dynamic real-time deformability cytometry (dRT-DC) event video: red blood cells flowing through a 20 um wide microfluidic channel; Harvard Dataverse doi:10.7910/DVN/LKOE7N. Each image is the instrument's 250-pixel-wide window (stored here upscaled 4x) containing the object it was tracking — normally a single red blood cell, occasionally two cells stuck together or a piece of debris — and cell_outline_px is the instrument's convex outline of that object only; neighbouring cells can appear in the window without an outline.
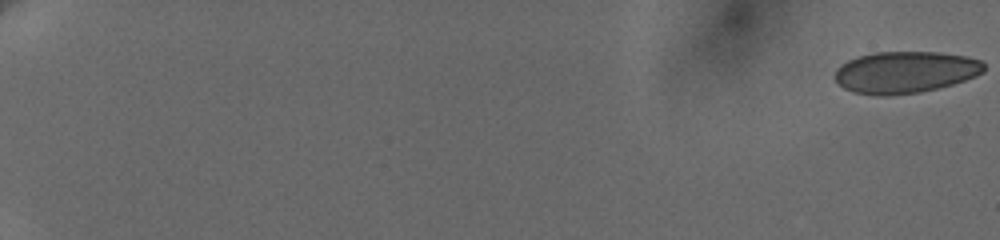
{"species": "human", "species_latin": "Homo sapiens", "temperature_condition": "cold", "stored_images_in_passage": 12, "camera_frame_rate_fps": 3000, "um_per_image_px": 0.085, "donor": {"sex": "female"}, "frame": {"image": 1, "passage_image": 1, "time_ms": 0.0, "image_size_px": [1000, 240], "cell_outline_px": [[984, 72], [976, 76], [952, 84], [920, 92], [888, 96], [876, 96], [852, 92], [844, 88], [836, 80], [836, 68], [840, 64], [848, 60], [860, 56], [876, 52], [940, 52], [968, 56], [980, 60], [984, 64]], "centroid_in_image_um": [76.94, 6.14], "position_along_channel_um": 8.1, "area_um2": 36.36}}
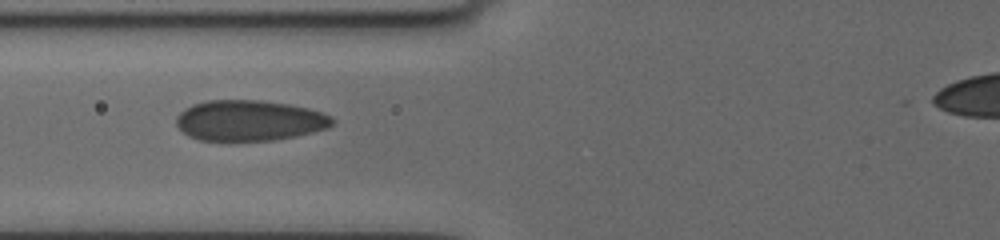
{"frame": {"image": 2, "passage_image": 10, "time_ms": 9.0, "image_size_px": [1000, 240], "cell_outline_px": [[336, 120], [328, 128], [296, 136], [272, 140], [200, 140], [188, 136], [176, 124], [176, 116], [184, 108], [192, 104], [208, 100], [260, 100], [288, 104], [308, 108], [332, 116]], "centroid_in_image_um": [21.19, 10.23], "position_along_channel_um": 104.6, "area_um2": 36.93}}
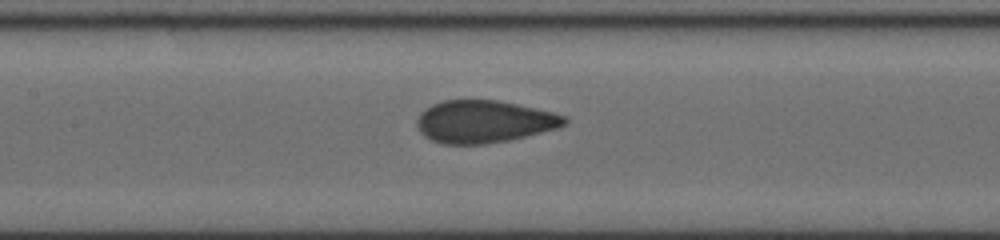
{"frame": {"image": 3, "passage_image": 12, "time_ms": 10.667, "image_size_px": [1000, 240], "cell_outline_px": [[568, 124], [556, 128], [508, 140], [484, 144], [440, 144], [424, 136], [420, 132], [416, 124], [416, 120], [420, 112], [424, 108], [432, 104], [444, 100], [496, 100], [536, 108], [568, 116]], "centroid_in_image_um": [41.11, 10.33], "position_along_channel_um": 166.3, "area_um2": 36.53}}